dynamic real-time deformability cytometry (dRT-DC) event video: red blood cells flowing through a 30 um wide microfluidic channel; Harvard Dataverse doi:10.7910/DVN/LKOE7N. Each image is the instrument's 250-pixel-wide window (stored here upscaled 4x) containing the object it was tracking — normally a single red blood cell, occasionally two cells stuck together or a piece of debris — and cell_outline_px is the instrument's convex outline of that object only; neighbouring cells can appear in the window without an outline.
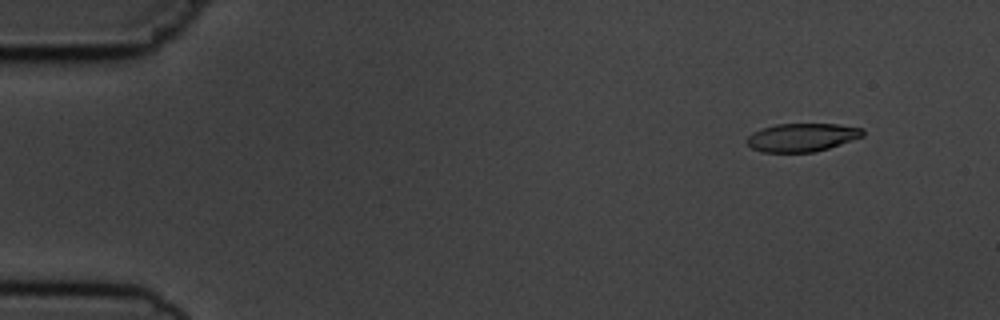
{"species": "common noctule bat (a hibernating species)", "species_latin": "Nyctalus noctula", "temperature_condition": "cold", "stored_images_in_passage": 5, "camera_frame_rate_fps": 3000, "um_per_image_px": 0.085, "animal": {"sex": "male", "body_mass_g": 19.5, "forearm_length_mm": 54.6}, "frame": {"image": 1, "passage_image": 1, "time_ms": 0.0, "image_size_px": [1000, 320], "cell_outline_px": [[864, 136], [816, 152], [760, 152], [752, 148], [744, 140], [752, 132], [760, 128], [776, 124], [836, 124], [864, 128]], "centroid_in_image_um": [68.14, 11.67], "position_along_channel_um": 16.9, "area_um2": 19.25}}
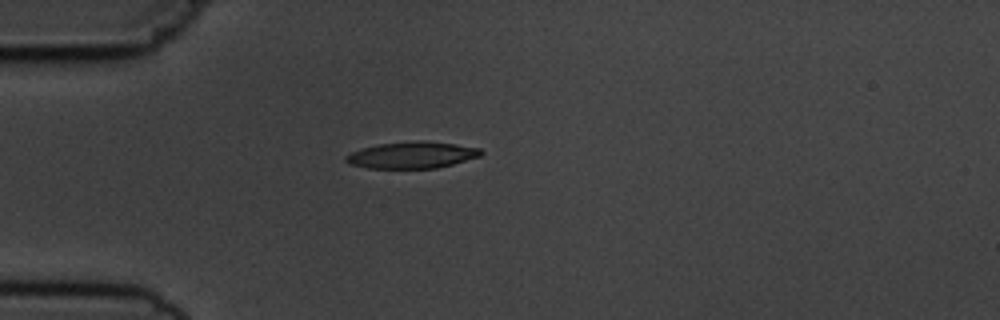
{"frame": {"image": 2, "passage_image": 4, "time_ms": 3.333, "image_size_px": [1000, 320], "cell_outline_px": [[484, 152], [480, 156], [452, 164], [436, 168], [368, 168], [348, 164], [344, 160], [344, 156], [352, 152], [364, 148], [380, 144], [420, 140], [424, 140], [456, 144], [480, 148]], "centroid_in_image_um": [35.02, 13.18], "position_along_channel_um": 50.0, "area_um2": 20.87}}